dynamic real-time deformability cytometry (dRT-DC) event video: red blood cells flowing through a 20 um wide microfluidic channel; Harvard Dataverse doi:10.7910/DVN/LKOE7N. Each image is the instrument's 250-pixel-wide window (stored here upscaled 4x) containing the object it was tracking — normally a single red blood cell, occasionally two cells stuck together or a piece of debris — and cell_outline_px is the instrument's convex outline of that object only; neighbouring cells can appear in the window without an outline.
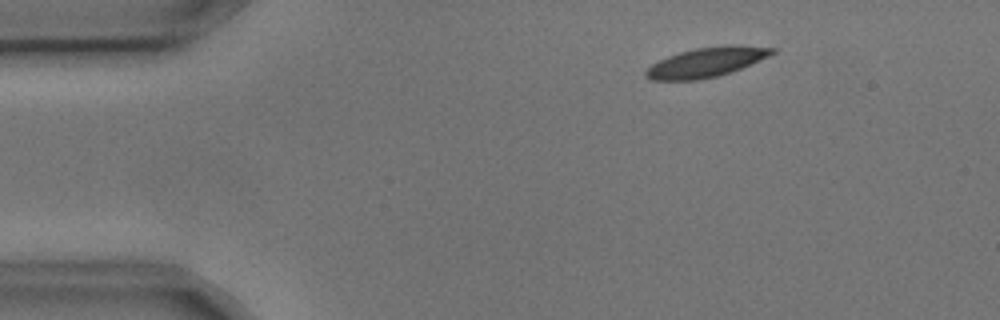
{"species": "common noctule bat (a hibernating species)", "species_latin": "Nyctalus noctula", "temperature_condition": "cold", "stored_images_in_passage": 5, "segment_of_instrument_passage": [1, 2], "camera_frame_rate_fps": 3000, "um_per_image_px": 0.085, "animal": {"sex": "male", "body_mass_g": 17.9, "forearm_length_mm": 54.2}, "frame": {"image": 1, "passage_image": 2, "time_ms": 0.333, "image_size_px": [1000, 320], "cell_outline_px": [[776, 52], [768, 56], [740, 68], [716, 76], [696, 80], [652, 80], [644, 76], [644, 72], [652, 64], [668, 56], [680, 52], [696, 48], [724, 44], [740, 44], [776, 48]], "centroid_in_image_um": [60.04, 5.26], "position_along_channel_um": 25.0, "area_um2": 21.68}}